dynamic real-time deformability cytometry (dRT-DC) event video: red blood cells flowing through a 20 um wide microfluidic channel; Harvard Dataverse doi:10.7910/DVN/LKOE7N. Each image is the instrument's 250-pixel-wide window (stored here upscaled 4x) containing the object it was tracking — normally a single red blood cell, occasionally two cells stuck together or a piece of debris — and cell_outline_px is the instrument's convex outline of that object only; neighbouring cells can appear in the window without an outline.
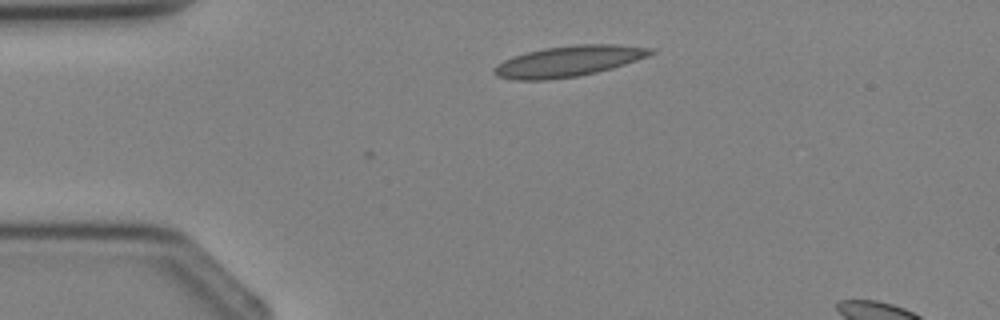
{"species": "Egyptian fruit bat (a non-hibernating species)", "species_latin": "Rousettus aegyptiacus", "temperature_condition": "cold", "stored_images_in_passage": 3, "segment_of_instrument_passage": [1, 2], "camera_frame_rate_fps": 3000, "um_per_image_px": 0.085, "animal": {"sex": "female"}, "frame": {"image": 1, "passage_image": 2, "time_ms": 1.333, "image_size_px": [1000, 320], "cell_outline_px": [[656, 52], [648, 56], [612, 68], [596, 72], [576, 76], [548, 80], [512, 80], [496, 76], [492, 72], [492, 68], [496, 64], [512, 56], [544, 48], [576, 44], [620, 44], [656, 48]], "centroid_in_image_um": [48.32, 5.2], "position_along_channel_um": 36.7, "area_um2": 28.32}}